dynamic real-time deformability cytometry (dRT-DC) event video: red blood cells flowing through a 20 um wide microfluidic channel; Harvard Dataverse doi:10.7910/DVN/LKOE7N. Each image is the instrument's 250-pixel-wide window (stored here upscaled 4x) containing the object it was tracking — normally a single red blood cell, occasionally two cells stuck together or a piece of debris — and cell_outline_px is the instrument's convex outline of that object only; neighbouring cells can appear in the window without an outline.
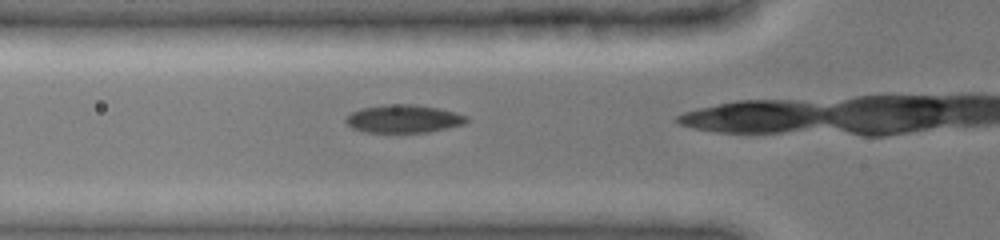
{"species": "common noctule bat (a hibernating species)", "species_latin": "Nyctalus noctula", "temperature_condition": "cold", "stored_images_in_passage": 10, "camera_frame_rate_fps": 3000, "um_per_image_px": 0.085, "animal": {"sex": "female", "body_mass_g": 19.0, "forearm_length_mm": 51.5}, "frame": {"image": 1, "passage_image": 9, "time_ms": 3.333, "image_size_px": [1000, 240], "cell_outline_px": [[468, 120], [464, 124], [428, 132], [364, 132], [352, 128], [344, 120], [352, 112], [360, 108], [384, 104], [416, 104], [456, 112], [468, 116]], "centroid_in_image_um": [34.3, 10.09], "position_along_channel_um": 91.5, "area_um2": 19.71}}